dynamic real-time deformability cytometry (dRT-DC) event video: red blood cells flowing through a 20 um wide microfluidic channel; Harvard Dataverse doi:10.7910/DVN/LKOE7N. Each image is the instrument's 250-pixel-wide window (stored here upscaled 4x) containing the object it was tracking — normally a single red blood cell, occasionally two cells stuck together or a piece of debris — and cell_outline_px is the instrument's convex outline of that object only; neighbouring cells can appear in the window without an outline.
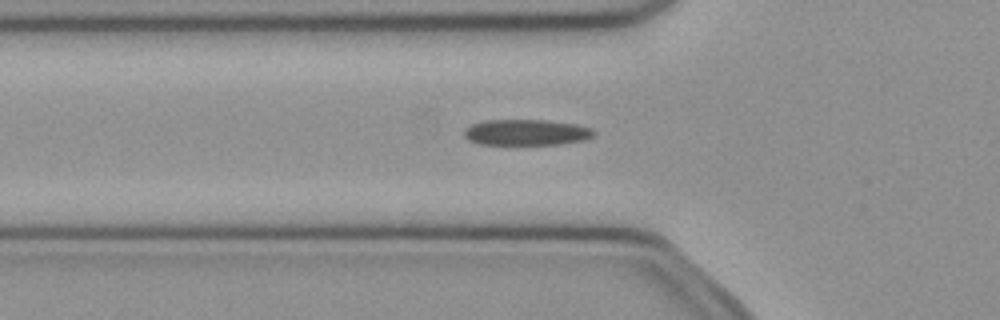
{"species": "common noctule bat (a hibernating species)", "species_latin": "Nyctalus noctula", "temperature_condition": "cold", "stored_images_in_passage": 45, "camera_frame_rate_fps": 3000, "um_per_image_px": 0.085, "animal": {"sex": "female", "body_mass_g": 21.9}, "frame": {"image": 1, "passage_image": 16, "time_ms": 5.0, "image_size_px": [1000, 320], "cell_outline_px": [[596, 132], [592, 136], [584, 140], [560, 144], [480, 144], [468, 140], [464, 136], [464, 132], [472, 124], [484, 120], [548, 120], [576, 124], [592, 128]], "centroid_in_image_um": [44.76, 11.24], "position_along_channel_um": 81.0, "area_um2": 19.54}}
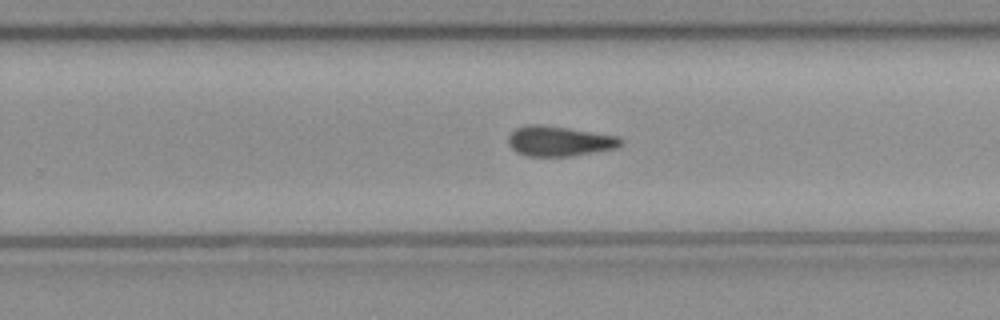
{"frame": {"image": 2, "passage_image": 31, "time_ms": 10.0, "image_size_px": [1000, 320], "cell_outline_px": [[624, 144], [620, 148], [572, 156], [528, 156], [516, 152], [508, 144], [508, 136], [516, 128], [528, 124], [540, 124], [620, 136], [624, 140]], "centroid_in_image_um": [47.6, 12.0], "position_along_channel_um": 282.2, "area_um2": 20.0}}
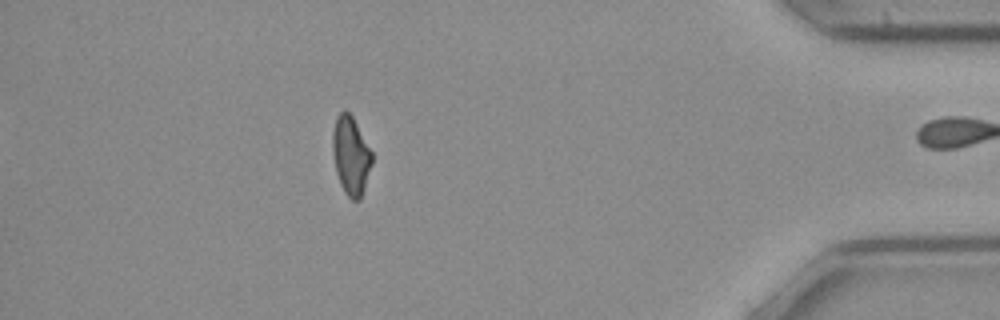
{"frame": {"image": 3, "passage_image": 44, "time_ms": 14.333, "image_size_px": [1000, 320], "cell_outline_px": [[372, 164], [360, 200], [352, 200], [344, 192], [340, 184], [336, 172], [332, 152], [332, 132], [336, 116], [344, 108], [352, 116], [372, 152]], "centroid_in_image_um": [29.8, 13.21], "position_along_channel_um": 405.4, "area_um2": 18.03}}